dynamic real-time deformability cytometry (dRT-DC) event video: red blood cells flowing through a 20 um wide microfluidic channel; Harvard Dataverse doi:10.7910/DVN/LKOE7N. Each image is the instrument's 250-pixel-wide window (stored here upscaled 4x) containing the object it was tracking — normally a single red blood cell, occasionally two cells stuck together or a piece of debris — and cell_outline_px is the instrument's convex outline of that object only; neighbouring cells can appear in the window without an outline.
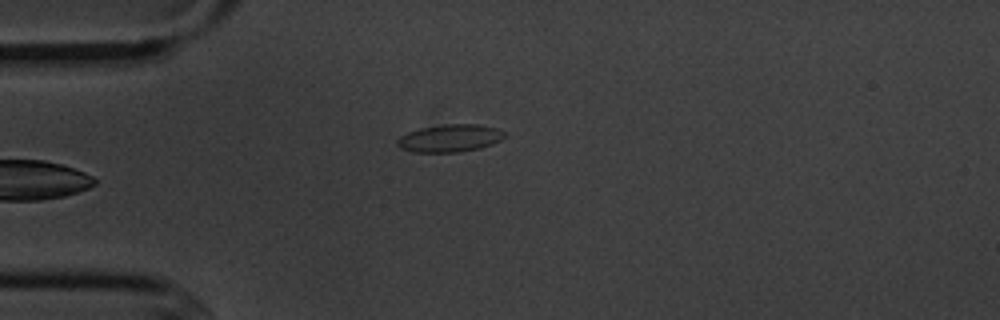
{"species": "common noctule bat (a hibernating species)", "species_latin": "Nyctalus noctula", "temperature_condition": "cold", "stored_images_in_passage": 5, "camera_frame_rate_fps": 3000, "um_per_image_px": 0.085, "animal": {"sex": "male", "body_mass_g": 20.1, "forearm_length_mm": 53.5}, "frame": {"image": 1, "passage_image": 5, "time_ms": 4.667, "image_size_px": [1000, 320], "cell_outline_px": [[508, 136], [492, 144], [480, 148], [460, 152], [412, 152], [400, 148], [396, 144], [396, 140], [400, 136], [408, 132], [420, 128], [444, 124], [476, 124], [496, 128], [508, 132]], "centroid_in_image_um": [38.26, 11.75], "position_along_channel_um": 46.7, "area_um2": 17.46}}